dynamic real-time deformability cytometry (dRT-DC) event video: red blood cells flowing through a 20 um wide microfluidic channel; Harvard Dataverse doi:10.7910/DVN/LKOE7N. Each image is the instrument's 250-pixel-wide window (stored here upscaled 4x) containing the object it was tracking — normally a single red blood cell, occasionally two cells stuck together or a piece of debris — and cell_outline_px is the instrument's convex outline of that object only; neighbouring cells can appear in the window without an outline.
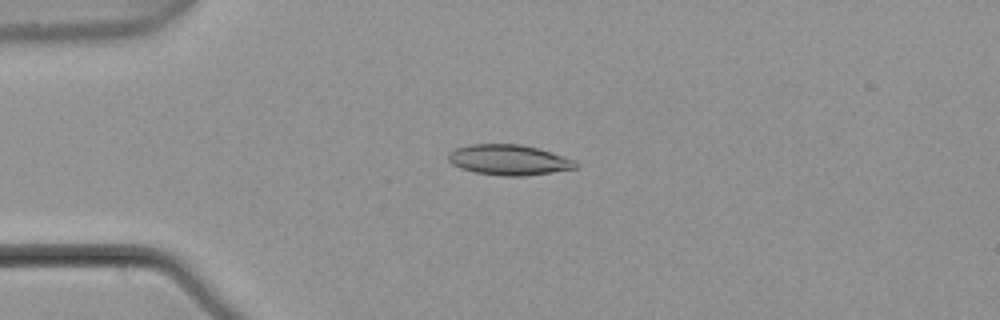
{"species": "common noctule bat (a hibernating species)", "species_latin": "Nyctalus noctula", "temperature_condition": "warm", "stored_images_in_passage": 4, "camera_frame_rate_fps": 3000, "um_per_image_px": 0.085, "animal": {"sex": "male", "body_mass_g": 21.5, "forearm_length_mm": 52.0}, "frame": {"image": 1, "passage_image": 3, "time_ms": 0.667, "image_size_px": [1000, 320], "cell_outline_px": [[576, 168], [552, 172], [524, 176], [504, 176], [476, 172], [460, 168], [452, 164], [448, 160], [448, 152], [456, 148], [472, 144], [520, 144], [536, 148], [576, 160]], "centroid_in_image_um": [43.22, 13.59], "position_along_channel_um": 41.8, "area_um2": 22.37}}